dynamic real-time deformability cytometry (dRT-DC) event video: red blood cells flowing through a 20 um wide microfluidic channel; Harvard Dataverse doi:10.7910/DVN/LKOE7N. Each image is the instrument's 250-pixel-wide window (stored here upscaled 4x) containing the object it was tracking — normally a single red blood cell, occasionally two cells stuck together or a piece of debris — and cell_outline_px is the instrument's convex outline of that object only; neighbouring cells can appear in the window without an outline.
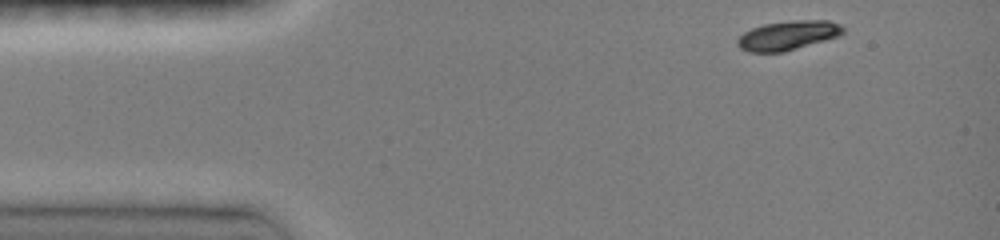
{"species": "common noctule bat (a hibernating species)", "species_latin": "Nyctalus noctula", "temperature_condition": "room temperature", "stored_images_in_passage": 51, "camera_frame_rate_fps": 3000, "um_per_image_px": 0.085, "animal": {"sex": "female", "body_mass_g": 19.0, "forearm_length_mm": 51.5}, "frame": {"image": 1, "passage_image": 1, "time_ms": 0.0, "image_size_px": [1000, 240], "cell_outline_px": [[844, 32], [840, 36], [784, 52], [748, 52], [740, 48], [736, 44], [736, 40], [744, 32], [752, 28], [764, 24], [792, 20], [828, 20], [840, 24], [844, 28]], "centroid_in_image_um": [66.98, 3.01], "position_along_channel_um": 18.0, "area_um2": 18.15}}
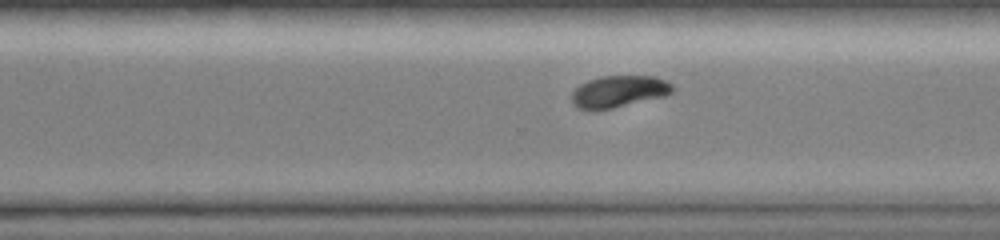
{"frame": {"image": 2, "passage_image": 38, "time_ms": 9.333, "image_size_px": [1000, 240], "cell_outline_px": [[672, 92], [664, 96], [612, 108], [576, 108], [572, 104], [572, 92], [580, 84], [588, 80], [600, 76], [656, 76], [672, 84]], "centroid_in_image_um": [52.59, 7.75], "position_along_channel_um": 318.0, "area_um2": 18.32}}
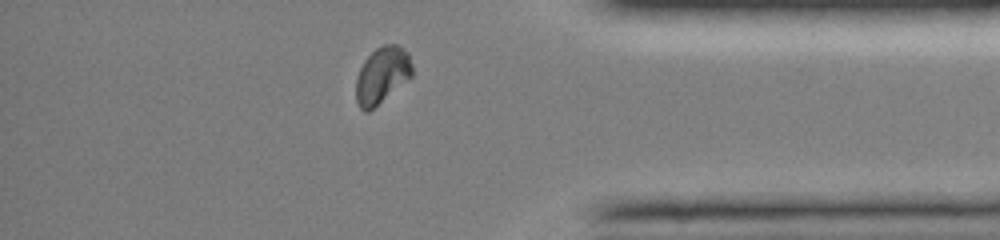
{"frame": {"image": 3, "passage_image": 47, "time_ms": 11.667, "image_size_px": [1000, 240], "cell_outline_px": [[412, 76], [368, 112], [364, 112], [360, 108], [356, 100], [356, 80], [360, 68], [364, 60], [376, 48], [384, 44], [396, 44], [408, 52], [412, 64]], "centroid_in_image_um": [32.47, 6.38], "position_along_channel_um": 402.7, "area_um2": 18.32}, "authors_computed_cell_mechanics": {"area_um2": 18.9006, "velocity_mm_per_s": 4.0432, "shape_relaxation_time_tau1_ms": 2.0482, "shape_relaxation_time_tau2_ms": 4.7472, "deformation_change_tau1": 0.1088, "deformation_change_tau2": 0.0421}}